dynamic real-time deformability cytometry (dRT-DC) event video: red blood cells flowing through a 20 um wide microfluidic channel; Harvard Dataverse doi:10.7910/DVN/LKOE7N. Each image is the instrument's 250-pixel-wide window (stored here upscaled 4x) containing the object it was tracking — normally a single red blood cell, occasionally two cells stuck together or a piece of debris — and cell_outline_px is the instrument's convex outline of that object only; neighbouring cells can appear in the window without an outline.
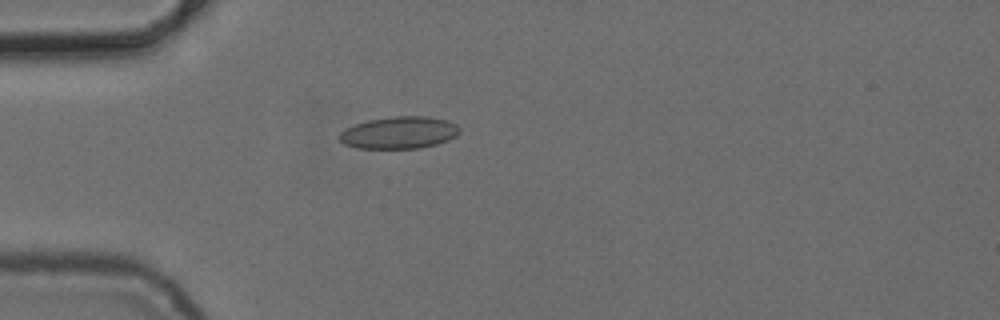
{"species": "common noctule bat (a hibernating species)", "species_latin": "Nyctalus noctula", "temperature_condition": "cold", "stored_images_in_passage": 4, "camera_frame_rate_fps": 3000, "um_per_image_px": 0.085, "animal": {"sex": "female", "body_mass_g": 24.6, "forearm_length_mm": 56.2}, "frame": {"image": 1, "passage_image": 4, "time_ms": 3.333, "image_size_px": [1000, 320], "cell_outline_px": [[460, 132], [456, 136], [448, 140], [436, 144], [420, 148], [356, 148], [344, 144], [336, 136], [344, 128], [368, 120], [392, 116], [428, 116], [448, 120], [456, 124], [460, 128]], "centroid_in_image_um": [33.92, 11.27], "position_along_channel_um": 51.1, "area_um2": 22.72}}